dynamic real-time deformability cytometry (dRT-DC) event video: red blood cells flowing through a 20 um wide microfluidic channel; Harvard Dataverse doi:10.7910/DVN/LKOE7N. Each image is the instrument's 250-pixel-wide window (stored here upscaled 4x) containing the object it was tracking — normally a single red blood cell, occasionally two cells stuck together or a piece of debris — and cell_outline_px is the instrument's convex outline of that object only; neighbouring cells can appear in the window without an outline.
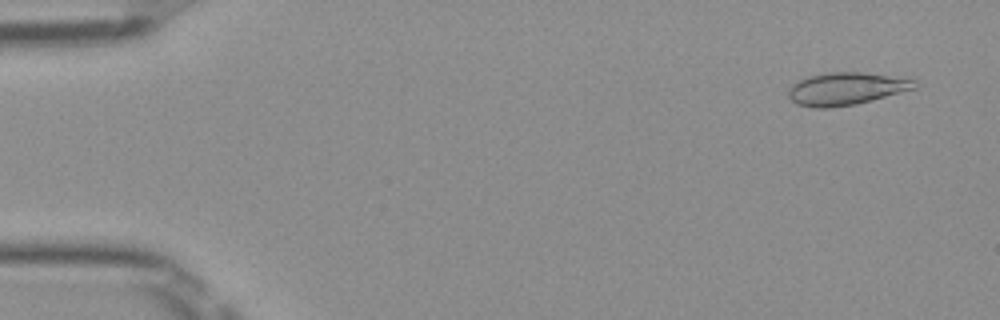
{"species": "Egyptian fruit bat (a non-hibernating species)", "species_latin": "Rousettus aegyptiacus", "temperature_condition": "room temperature", "stored_images_in_passage": 51, "camera_frame_rate_fps": 3000, "um_per_image_px": 0.085, "frame": {"image": 1, "passage_image": 3, "time_ms": 0.667, "image_size_px": [1000, 320], "cell_outline_px": [[920, 84], [916, 88], [856, 104], [828, 108], [812, 108], [796, 104], [788, 96], [788, 88], [792, 84], [804, 76], [828, 72], [860, 72], [916, 80]], "centroid_in_image_um": [71.86, 7.54], "position_along_channel_um": 13.1, "area_um2": 24.04}}
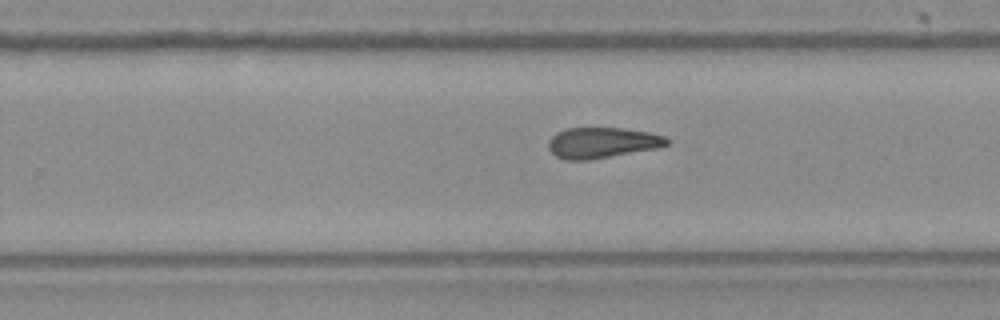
{"frame": {"image": 2, "passage_image": 32, "time_ms": 10.333, "image_size_px": [1000, 320], "cell_outline_px": [[668, 144], [656, 148], [588, 160], [564, 160], [556, 156], [548, 148], [548, 140], [556, 132], [568, 128], [620, 128], [648, 132], [664, 136], [668, 140]], "centroid_in_image_um": [51.12, 12.13], "position_along_channel_um": 278.7, "area_um2": 20.98}}
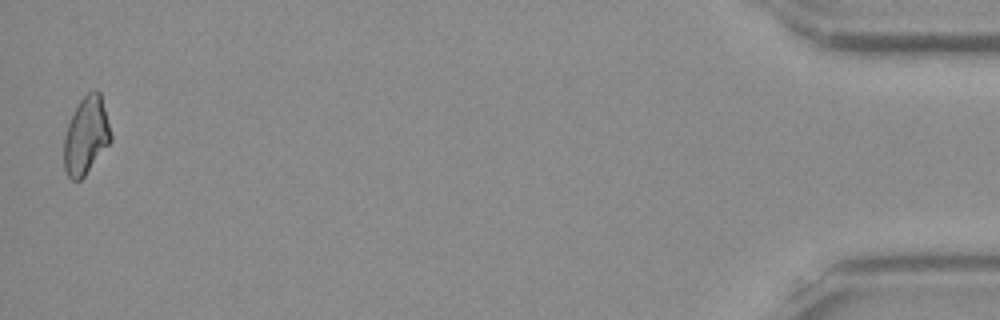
{"frame": {"image": 3, "passage_image": 50, "time_ms": 16.333, "image_size_px": [1000, 320], "cell_outline_px": [[112, 140], [84, 176], [80, 180], [72, 180], [68, 176], [64, 168], [64, 136], [68, 124], [80, 100], [88, 92], [96, 88], [100, 92], [112, 136]], "centroid_in_image_um": [7.32, 11.53], "position_along_channel_um": 427.9, "area_um2": 20.92}, "authors_computed_cell_mechanics": {"area_um2": 21.7328, "velocity_mm_per_s": 3.9936, "shape_relaxation_time_tau1_ms": null, "shape_relaxation_time_tau2_ms": 4.621, "deformation_change_tau1": null, "deformation_change_tau2": 0.1002}}